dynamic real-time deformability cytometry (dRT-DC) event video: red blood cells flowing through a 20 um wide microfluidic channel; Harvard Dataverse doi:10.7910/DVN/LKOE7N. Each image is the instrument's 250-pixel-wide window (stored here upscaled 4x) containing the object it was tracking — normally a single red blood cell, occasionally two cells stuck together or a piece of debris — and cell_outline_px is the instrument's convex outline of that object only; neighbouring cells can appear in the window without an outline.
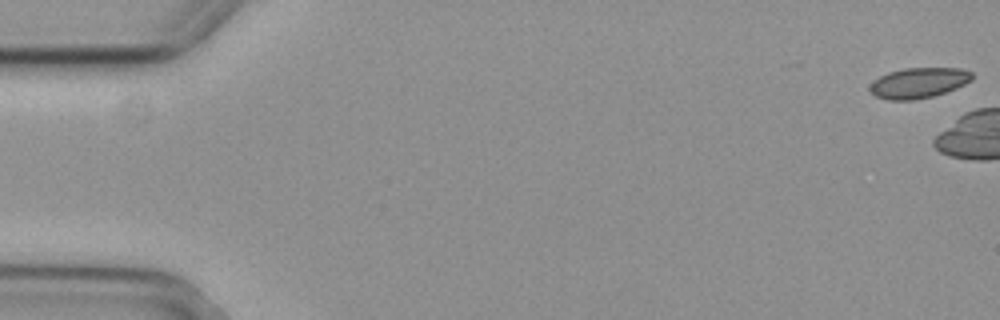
{"species": "common noctule bat (a hibernating species)", "species_latin": "Nyctalus noctula", "temperature_condition": "cold", "stored_images_in_passage": 5, "camera_frame_rate_fps": 3000, "um_per_image_px": 0.085, "animal": {"sex": "female", "body_mass_g": 29.2, "forearm_length_mm": 56.3}, "frame": {"image": 1, "passage_image": 1, "time_ms": 0.0, "image_size_px": [1000, 320], "cell_outline_px": [[972, 80], [956, 88], [932, 96], [916, 100], [888, 100], [876, 96], [868, 88], [872, 80], [888, 72], [904, 68], [960, 68], [972, 72]], "centroid_in_image_um": [78.05, 7.04], "position_along_channel_um": 6.9, "area_um2": 18.15}}